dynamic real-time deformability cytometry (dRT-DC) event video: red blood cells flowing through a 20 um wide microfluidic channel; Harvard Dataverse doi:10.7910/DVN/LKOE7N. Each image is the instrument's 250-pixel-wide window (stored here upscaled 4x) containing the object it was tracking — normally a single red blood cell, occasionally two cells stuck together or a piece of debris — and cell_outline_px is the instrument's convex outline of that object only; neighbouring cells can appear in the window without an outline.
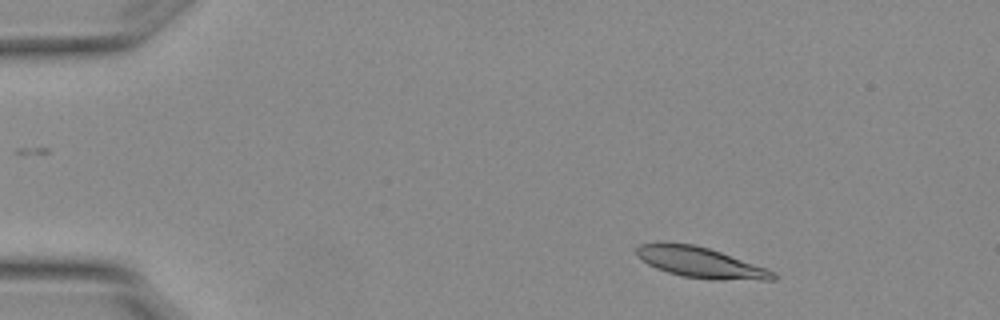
{"species": "Egyptian fruit bat (a non-hibernating species)", "species_latin": "Rousettus aegyptiacus", "temperature_condition": "warm", "stored_images_in_passage": 3, "camera_frame_rate_fps": 3000, "um_per_image_px": 0.085, "animal": {"sex": "female"}, "frame": {"image": 1, "passage_image": 2, "time_ms": 0.333, "image_size_px": [1000, 320], "cell_outline_px": [[776, 280], [716, 280], [684, 276], [668, 272], [656, 268], [648, 264], [636, 256], [636, 248], [640, 244], [692, 244], [708, 248], [720, 252], [776, 272]], "centroid_in_image_um": [59.57, 22.34], "position_along_channel_um": 25.4, "area_um2": 23.76}}